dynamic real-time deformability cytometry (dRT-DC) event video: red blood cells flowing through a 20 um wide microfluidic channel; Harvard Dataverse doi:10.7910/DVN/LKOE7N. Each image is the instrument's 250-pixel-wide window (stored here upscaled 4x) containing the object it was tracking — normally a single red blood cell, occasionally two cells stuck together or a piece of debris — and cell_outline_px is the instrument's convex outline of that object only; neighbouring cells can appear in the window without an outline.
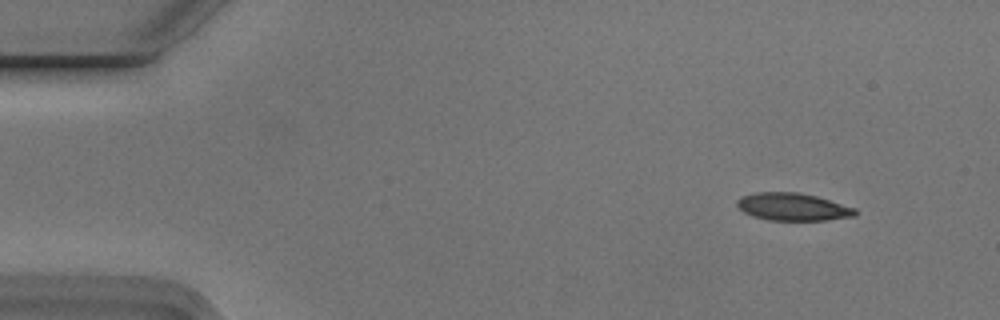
{"species": "Egyptian fruit bat (a non-hibernating species)", "species_latin": "Rousettus aegyptiacus", "temperature_condition": "cold", "stored_images_in_passage": 4, "camera_frame_rate_fps": 3000, "um_per_image_px": 0.085, "animal": {"sex": "male"}, "frame": {"image": 1, "passage_image": 1, "time_ms": 0.0, "image_size_px": [1000, 320], "cell_outline_px": [[860, 212], [856, 216], [828, 220], [768, 220], [752, 216], [744, 212], [736, 204], [736, 200], [744, 196], [756, 192], [796, 192], [816, 196], [856, 208]], "centroid_in_image_um": [67.43, 17.59], "position_along_channel_um": 17.6, "area_um2": 19.02}}
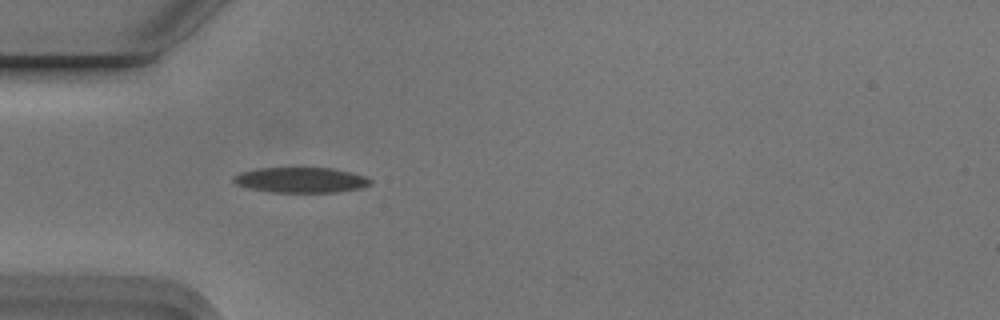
{"frame": {"image": 2, "passage_image": 4, "time_ms": 1.0, "image_size_px": [1000, 320], "cell_outline_px": [[372, 184], [360, 188], [336, 192], [268, 192], [248, 188], [236, 184], [232, 180], [232, 176], [240, 172], [256, 168], [332, 168], [364, 176], [372, 180]], "centroid_in_image_um": [25.52, 15.3], "position_along_channel_um": 59.5, "area_um2": 20.23}}